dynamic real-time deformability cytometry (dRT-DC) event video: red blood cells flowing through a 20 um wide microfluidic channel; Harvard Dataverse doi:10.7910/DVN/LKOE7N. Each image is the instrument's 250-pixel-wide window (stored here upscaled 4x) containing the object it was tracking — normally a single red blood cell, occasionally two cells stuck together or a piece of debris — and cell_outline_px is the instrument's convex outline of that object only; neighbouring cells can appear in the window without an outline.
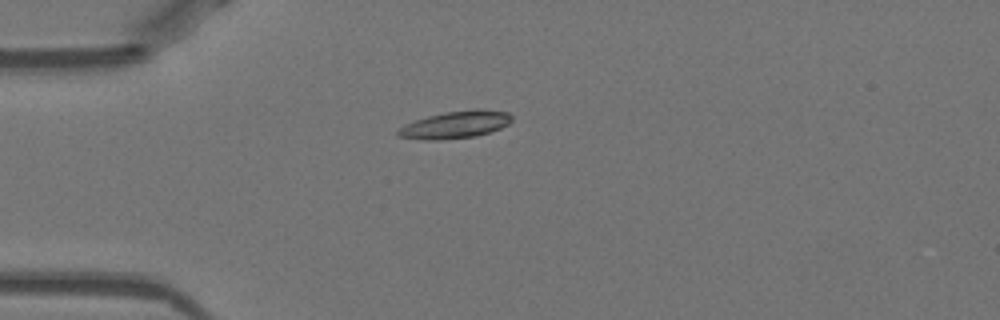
{"species": "Egyptian fruit bat (a non-hibernating species)", "species_latin": "Rousettus aegyptiacus", "temperature_condition": "warm", "stored_images_in_passage": 21, "camera_frame_rate_fps": 3000, "um_per_image_px": 0.085, "animal": {"sex": "female"}, "frame": {"image": 1, "passage_image": 1, "time_ms": 0.0, "image_size_px": [1000, 320], "cell_outline_px": [[512, 120], [508, 124], [500, 128], [476, 136], [436, 140], [424, 140], [396, 136], [396, 132], [404, 124], [428, 116], [444, 112], [472, 108], [480, 108], [508, 112], [512, 116]], "centroid_in_image_um": [38.71, 10.58], "position_along_channel_um": 46.3, "area_um2": 18.21}}
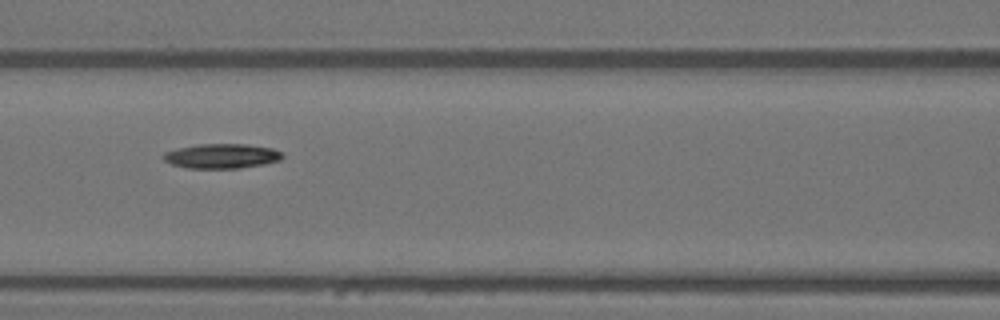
{"frame": {"image": 2, "passage_image": 10, "time_ms": 3.0, "image_size_px": [1000, 320], "cell_outline_px": [[284, 156], [280, 160], [264, 164], [240, 168], [188, 168], [172, 164], [164, 160], [160, 156], [164, 152], [180, 148], [200, 144], [248, 144], [272, 148], [284, 152]], "centroid_in_image_um": [18.87, 13.26], "position_along_channel_um": 147.7, "area_um2": 17.17}}
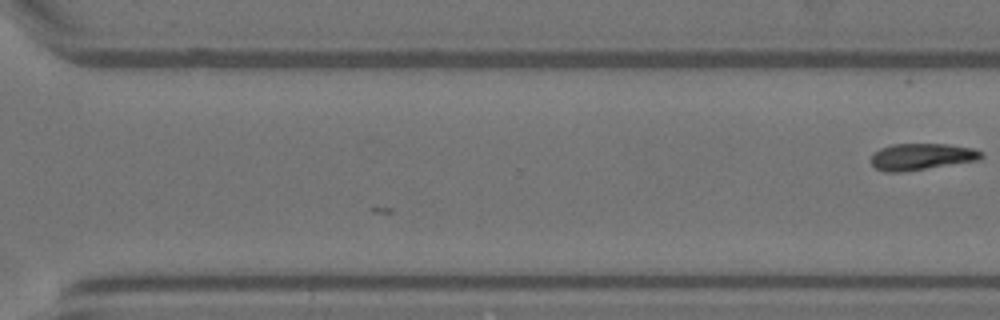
{"frame": {"image": 3, "passage_image": 21, "time_ms": 6.667, "image_size_px": [1000, 320], "cell_outline_px": [[984, 156], [980, 160], [900, 172], [884, 172], [876, 168], [872, 164], [872, 152], [880, 148], [892, 144], [944, 144], [972, 148], [984, 152]], "centroid_in_image_um": [78.34, 13.31], "position_along_channel_um": 292.3, "area_um2": 17.05}}